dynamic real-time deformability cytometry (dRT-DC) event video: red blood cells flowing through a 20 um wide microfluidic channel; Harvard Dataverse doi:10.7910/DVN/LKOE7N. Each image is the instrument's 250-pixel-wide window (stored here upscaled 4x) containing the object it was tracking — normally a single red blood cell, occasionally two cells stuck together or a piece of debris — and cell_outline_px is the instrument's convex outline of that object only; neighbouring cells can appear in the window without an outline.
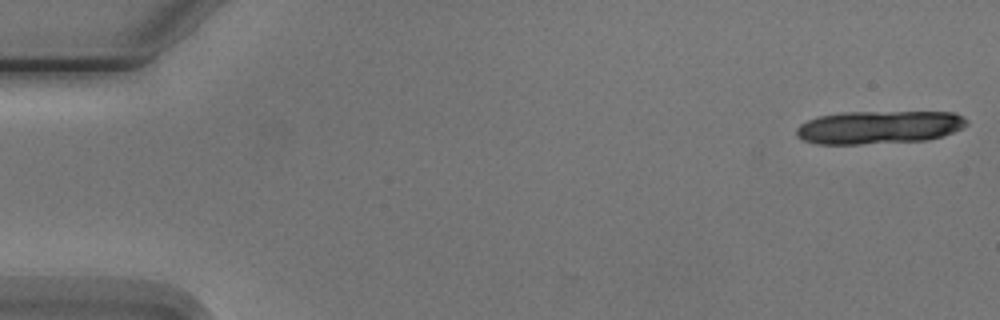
{"species": "Egyptian fruit bat (a non-hibernating species)", "species_latin": "Rousettus aegyptiacus", "temperature_condition": "cold", "stored_images_in_passage": 6, "camera_frame_rate_fps": 3000, "um_per_image_px": 0.085, "animal": {"sex": "male"}, "frame": {"image": 1, "passage_image": 1, "time_ms": 0.0, "image_size_px": [1000, 320], "cell_outline_px": [[968, 124], [964, 128], [944, 136], [928, 140], [860, 144], [816, 144], [804, 140], [796, 136], [796, 128], [800, 124], [808, 120], [820, 116], [844, 112], [952, 112], [964, 116], [968, 120]], "centroid_in_image_um": [74.75, 10.82], "position_along_channel_um": 10.2, "area_um2": 33.12}}